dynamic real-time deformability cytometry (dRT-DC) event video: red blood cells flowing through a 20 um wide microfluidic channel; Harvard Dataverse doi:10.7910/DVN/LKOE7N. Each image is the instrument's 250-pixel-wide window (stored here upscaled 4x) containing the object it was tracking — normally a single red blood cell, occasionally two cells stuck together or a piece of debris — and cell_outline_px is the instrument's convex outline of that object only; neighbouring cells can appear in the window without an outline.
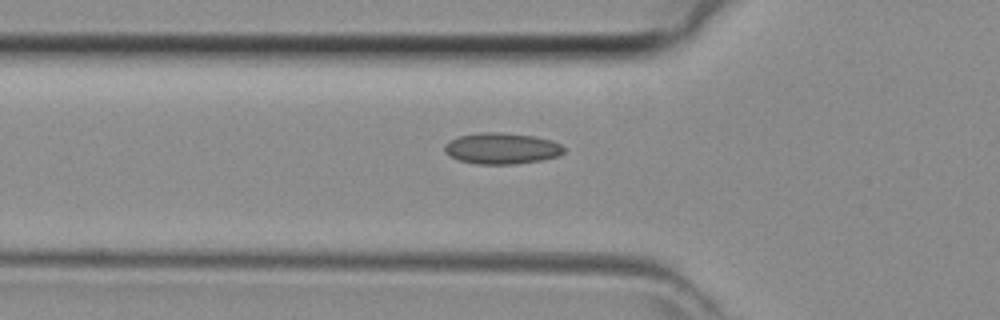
{"species": "common noctule bat (a hibernating species)", "species_latin": "Nyctalus noctula", "temperature_condition": "room temperature", "stored_images_in_passage": 28, "camera_frame_rate_fps": 3000, "um_per_image_px": 0.085, "animal": {"sex": "female", "body_mass_g": 29.2, "forearm_length_mm": 56.3}, "frame": {"image": 1, "passage_image": 2, "time_ms": 0.333, "image_size_px": [1000, 320], "cell_outline_px": [[564, 152], [560, 156], [540, 160], [516, 164], [476, 164], [460, 160], [448, 156], [444, 152], [444, 144], [448, 140], [456, 136], [480, 132], [500, 132], [536, 136], [552, 140], [560, 144], [564, 148]], "centroid_in_image_um": [42.61, 12.61], "position_along_channel_um": 83.2, "area_um2": 22.02}}
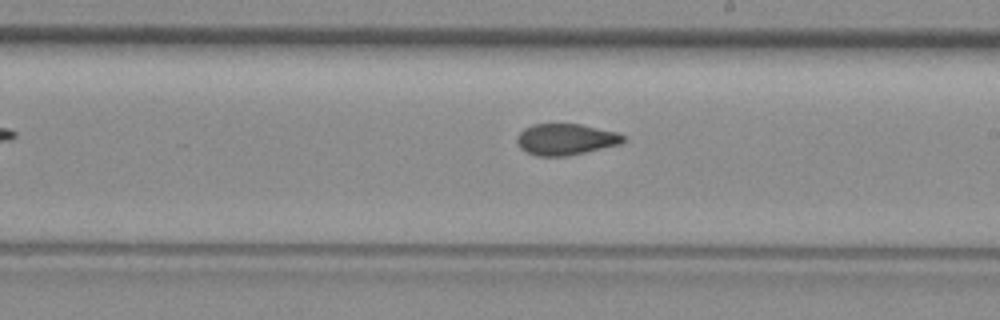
{"frame": {"image": 2, "passage_image": 12, "time_ms": 3.667, "image_size_px": [1000, 320], "cell_outline_px": [[624, 140], [620, 144], [568, 156], [536, 156], [520, 148], [516, 140], [516, 136], [524, 128], [532, 124], [580, 124], [616, 132], [624, 136]], "centroid_in_image_um": [48.05, 11.84], "position_along_channel_um": 241.0, "area_um2": 19.31}}
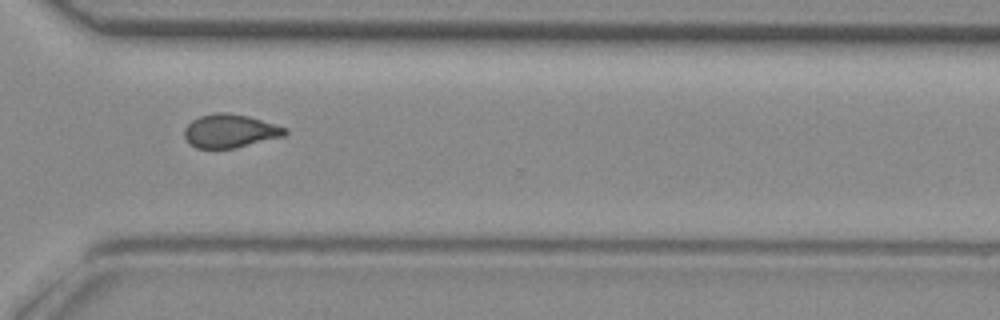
{"frame": {"image": 3, "passage_image": 19, "time_ms": 6.0, "image_size_px": [1000, 320], "cell_outline_px": [[288, 132], [284, 136], [236, 148], [196, 148], [188, 144], [184, 136], [184, 128], [192, 120], [200, 116], [216, 112], [224, 112], [248, 116], [288, 128]], "centroid_in_image_um": [19.54, 11.14], "position_along_channel_um": 351.1, "area_um2": 19.71}}